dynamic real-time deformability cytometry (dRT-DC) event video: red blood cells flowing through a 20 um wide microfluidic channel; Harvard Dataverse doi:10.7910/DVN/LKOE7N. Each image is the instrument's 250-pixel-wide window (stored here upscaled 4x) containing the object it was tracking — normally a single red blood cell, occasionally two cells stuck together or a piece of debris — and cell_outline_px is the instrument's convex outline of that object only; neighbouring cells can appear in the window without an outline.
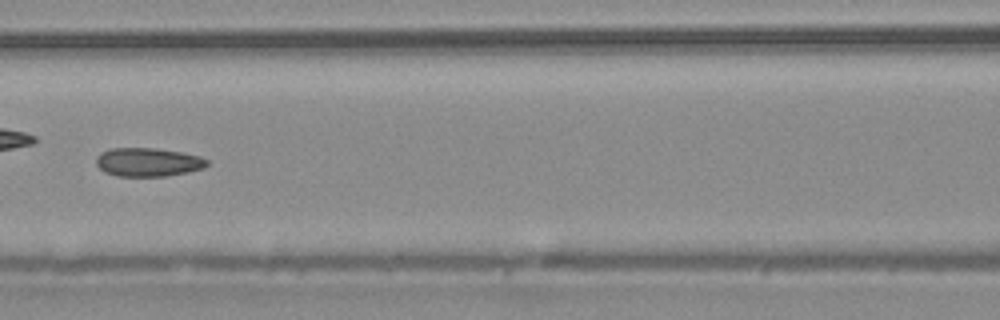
{"species": "common noctule bat (a hibernating species)", "species_latin": "Nyctalus noctula", "temperature_condition": "warm", "stored_images_in_passage": 49, "camera_frame_rate_fps": 3000, "um_per_image_px": 0.085, "animal": {"sex": "male", "body_mass_g": 20.4}, "frame": {"image": 1, "passage_image": 22, "time_ms": 7.0, "image_size_px": [1000, 320], "cell_outline_px": [[208, 164], [204, 168], [188, 172], [168, 176], [116, 176], [104, 172], [96, 164], [96, 156], [100, 152], [112, 148], [156, 148], [180, 152], [200, 156], [208, 160]], "centroid_in_image_um": [12.57, 13.78], "position_along_channel_um": 154.0, "area_um2": 18.61}}
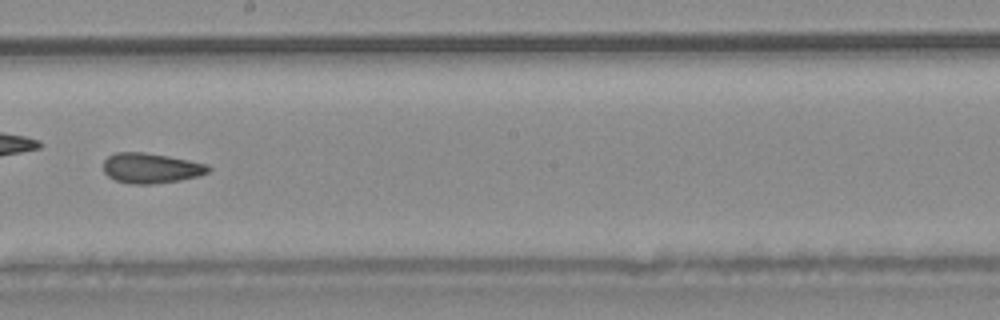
{"frame": {"image": 2, "passage_image": 28, "time_ms": 9.0, "image_size_px": [1000, 320], "cell_outline_px": [[212, 168], [208, 172], [200, 176], [180, 180], [152, 184], [128, 184], [116, 180], [108, 176], [104, 172], [104, 160], [108, 156], [116, 152], [144, 152], [168, 156], [208, 164]], "centroid_in_image_um": [12.84, 14.29], "position_along_channel_um": 235.4, "area_um2": 18.55}, "authors_computed_cell_mechanics": {"area_um2": 18.8428, "velocity_mm_per_s": 4.086, "shape_relaxation_time_tau1_ms": null, "shape_relaxation_time_tau2_ms": 1.8975, "deformation_change_tau1": null, "deformation_change_tau2": 0.0804}}